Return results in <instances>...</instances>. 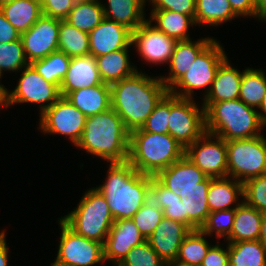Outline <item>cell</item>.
<instances>
[{"label": "cell", "instance_id": "12", "mask_svg": "<svg viewBox=\"0 0 266 266\" xmlns=\"http://www.w3.org/2000/svg\"><path fill=\"white\" fill-rule=\"evenodd\" d=\"M185 156L207 177H227V145L223 138L205 132L185 149Z\"/></svg>", "mask_w": 266, "mask_h": 266}, {"label": "cell", "instance_id": "31", "mask_svg": "<svg viewBox=\"0 0 266 266\" xmlns=\"http://www.w3.org/2000/svg\"><path fill=\"white\" fill-rule=\"evenodd\" d=\"M239 17L228 0H196L195 24L217 26Z\"/></svg>", "mask_w": 266, "mask_h": 266}, {"label": "cell", "instance_id": "47", "mask_svg": "<svg viewBox=\"0 0 266 266\" xmlns=\"http://www.w3.org/2000/svg\"><path fill=\"white\" fill-rule=\"evenodd\" d=\"M216 244L209 248L201 266H229L228 245L225 250L218 242Z\"/></svg>", "mask_w": 266, "mask_h": 266}, {"label": "cell", "instance_id": "57", "mask_svg": "<svg viewBox=\"0 0 266 266\" xmlns=\"http://www.w3.org/2000/svg\"><path fill=\"white\" fill-rule=\"evenodd\" d=\"M75 2H88V1H96V0H74Z\"/></svg>", "mask_w": 266, "mask_h": 266}, {"label": "cell", "instance_id": "20", "mask_svg": "<svg viewBox=\"0 0 266 266\" xmlns=\"http://www.w3.org/2000/svg\"><path fill=\"white\" fill-rule=\"evenodd\" d=\"M94 56L71 57L68 70L60 84L61 96L83 88L103 84Z\"/></svg>", "mask_w": 266, "mask_h": 266}, {"label": "cell", "instance_id": "3", "mask_svg": "<svg viewBox=\"0 0 266 266\" xmlns=\"http://www.w3.org/2000/svg\"><path fill=\"white\" fill-rule=\"evenodd\" d=\"M130 131L112 109L86 118L77 147L107 162H127Z\"/></svg>", "mask_w": 266, "mask_h": 266}, {"label": "cell", "instance_id": "50", "mask_svg": "<svg viewBox=\"0 0 266 266\" xmlns=\"http://www.w3.org/2000/svg\"><path fill=\"white\" fill-rule=\"evenodd\" d=\"M5 230L0 232V266H8V246L6 244Z\"/></svg>", "mask_w": 266, "mask_h": 266}, {"label": "cell", "instance_id": "19", "mask_svg": "<svg viewBox=\"0 0 266 266\" xmlns=\"http://www.w3.org/2000/svg\"><path fill=\"white\" fill-rule=\"evenodd\" d=\"M89 41L90 55L94 57L133 46L132 31L107 18L89 33Z\"/></svg>", "mask_w": 266, "mask_h": 266}, {"label": "cell", "instance_id": "42", "mask_svg": "<svg viewBox=\"0 0 266 266\" xmlns=\"http://www.w3.org/2000/svg\"><path fill=\"white\" fill-rule=\"evenodd\" d=\"M243 201L261 213H266V174L252 177L243 183Z\"/></svg>", "mask_w": 266, "mask_h": 266}, {"label": "cell", "instance_id": "45", "mask_svg": "<svg viewBox=\"0 0 266 266\" xmlns=\"http://www.w3.org/2000/svg\"><path fill=\"white\" fill-rule=\"evenodd\" d=\"M152 3V10H171L191 16L195 21L196 0H147Z\"/></svg>", "mask_w": 266, "mask_h": 266}, {"label": "cell", "instance_id": "8", "mask_svg": "<svg viewBox=\"0 0 266 266\" xmlns=\"http://www.w3.org/2000/svg\"><path fill=\"white\" fill-rule=\"evenodd\" d=\"M227 177L242 183L246 180L266 174V137L226 141Z\"/></svg>", "mask_w": 266, "mask_h": 266}, {"label": "cell", "instance_id": "53", "mask_svg": "<svg viewBox=\"0 0 266 266\" xmlns=\"http://www.w3.org/2000/svg\"><path fill=\"white\" fill-rule=\"evenodd\" d=\"M259 241L266 247V213H263Z\"/></svg>", "mask_w": 266, "mask_h": 266}, {"label": "cell", "instance_id": "26", "mask_svg": "<svg viewBox=\"0 0 266 266\" xmlns=\"http://www.w3.org/2000/svg\"><path fill=\"white\" fill-rule=\"evenodd\" d=\"M243 196L242 182L231 177L213 178L207 194L208 207L210 212L233 209L232 204Z\"/></svg>", "mask_w": 266, "mask_h": 266}, {"label": "cell", "instance_id": "21", "mask_svg": "<svg viewBox=\"0 0 266 266\" xmlns=\"http://www.w3.org/2000/svg\"><path fill=\"white\" fill-rule=\"evenodd\" d=\"M213 40V37L202 38L197 41H177L169 60V76L159 78L169 90L183 75L188 72L198 54Z\"/></svg>", "mask_w": 266, "mask_h": 266}, {"label": "cell", "instance_id": "29", "mask_svg": "<svg viewBox=\"0 0 266 266\" xmlns=\"http://www.w3.org/2000/svg\"><path fill=\"white\" fill-rule=\"evenodd\" d=\"M5 18L21 34L43 15L40 0H13L0 7Z\"/></svg>", "mask_w": 266, "mask_h": 266}, {"label": "cell", "instance_id": "4", "mask_svg": "<svg viewBox=\"0 0 266 266\" xmlns=\"http://www.w3.org/2000/svg\"><path fill=\"white\" fill-rule=\"evenodd\" d=\"M206 132L225 141L252 138L262 135L266 127L257 109L249 107L240 99L217 103H203Z\"/></svg>", "mask_w": 266, "mask_h": 266}, {"label": "cell", "instance_id": "25", "mask_svg": "<svg viewBox=\"0 0 266 266\" xmlns=\"http://www.w3.org/2000/svg\"><path fill=\"white\" fill-rule=\"evenodd\" d=\"M146 1L147 0H107L108 6L102 4L104 17L134 31L146 21L144 13Z\"/></svg>", "mask_w": 266, "mask_h": 266}, {"label": "cell", "instance_id": "34", "mask_svg": "<svg viewBox=\"0 0 266 266\" xmlns=\"http://www.w3.org/2000/svg\"><path fill=\"white\" fill-rule=\"evenodd\" d=\"M207 194L208 189H195L190 193H181L180 195L185 208V225L191 230L201 229L211 213Z\"/></svg>", "mask_w": 266, "mask_h": 266}, {"label": "cell", "instance_id": "46", "mask_svg": "<svg viewBox=\"0 0 266 266\" xmlns=\"http://www.w3.org/2000/svg\"><path fill=\"white\" fill-rule=\"evenodd\" d=\"M42 14L64 20L73 8L74 0H40Z\"/></svg>", "mask_w": 266, "mask_h": 266}, {"label": "cell", "instance_id": "17", "mask_svg": "<svg viewBox=\"0 0 266 266\" xmlns=\"http://www.w3.org/2000/svg\"><path fill=\"white\" fill-rule=\"evenodd\" d=\"M192 230L185 224L163 217L147 239L150 246L167 264H173L182 241Z\"/></svg>", "mask_w": 266, "mask_h": 266}, {"label": "cell", "instance_id": "1", "mask_svg": "<svg viewBox=\"0 0 266 266\" xmlns=\"http://www.w3.org/2000/svg\"><path fill=\"white\" fill-rule=\"evenodd\" d=\"M111 108L131 132L141 128L155 106L169 92L159 77L140 71L110 85Z\"/></svg>", "mask_w": 266, "mask_h": 266}, {"label": "cell", "instance_id": "24", "mask_svg": "<svg viewBox=\"0 0 266 266\" xmlns=\"http://www.w3.org/2000/svg\"><path fill=\"white\" fill-rule=\"evenodd\" d=\"M263 213L244 201L236 207L234 223L228 243L259 240Z\"/></svg>", "mask_w": 266, "mask_h": 266}, {"label": "cell", "instance_id": "41", "mask_svg": "<svg viewBox=\"0 0 266 266\" xmlns=\"http://www.w3.org/2000/svg\"><path fill=\"white\" fill-rule=\"evenodd\" d=\"M163 217V210L151 200H147L131 219L147 240Z\"/></svg>", "mask_w": 266, "mask_h": 266}, {"label": "cell", "instance_id": "6", "mask_svg": "<svg viewBox=\"0 0 266 266\" xmlns=\"http://www.w3.org/2000/svg\"><path fill=\"white\" fill-rule=\"evenodd\" d=\"M59 219L78 235L103 244L115 221L106 198L93 187L85 192L75 209Z\"/></svg>", "mask_w": 266, "mask_h": 266}, {"label": "cell", "instance_id": "18", "mask_svg": "<svg viewBox=\"0 0 266 266\" xmlns=\"http://www.w3.org/2000/svg\"><path fill=\"white\" fill-rule=\"evenodd\" d=\"M144 241L132 219L115 220L103 244L104 260L120 264L134 246Z\"/></svg>", "mask_w": 266, "mask_h": 266}, {"label": "cell", "instance_id": "40", "mask_svg": "<svg viewBox=\"0 0 266 266\" xmlns=\"http://www.w3.org/2000/svg\"><path fill=\"white\" fill-rule=\"evenodd\" d=\"M242 202L243 200L241 202L238 201L233 209L211 212L200 230L207 236L215 232L218 241L222 237L227 238L233 227L236 207Z\"/></svg>", "mask_w": 266, "mask_h": 266}, {"label": "cell", "instance_id": "56", "mask_svg": "<svg viewBox=\"0 0 266 266\" xmlns=\"http://www.w3.org/2000/svg\"><path fill=\"white\" fill-rule=\"evenodd\" d=\"M50 266H65V265H62V264H60V263L54 261V262L52 263V265H50Z\"/></svg>", "mask_w": 266, "mask_h": 266}, {"label": "cell", "instance_id": "55", "mask_svg": "<svg viewBox=\"0 0 266 266\" xmlns=\"http://www.w3.org/2000/svg\"><path fill=\"white\" fill-rule=\"evenodd\" d=\"M13 0H0V7L4 4H7V3H10L12 2Z\"/></svg>", "mask_w": 266, "mask_h": 266}, {"label": "cell", "instance_id": "16", "mask_svg": "<svg viewBox=\"0 0 266 266\" xmlns=\"http://www.w3.org/2000/svg\"><path fill=\"white\" fill-rule=\"evenodd\" d=\"M176 42L147 20L132 31L131 44L135 45L141 58L150 64H168Z\"/></svg>", "mask_w": 266, "mask_h": 266}, {"label": "cell", "instance_id": "43", "mask_svg": "<svg viewBox=\"0 0 266 266\" xmlns=\"http://www.w3.org/2000/svg\"><path fill=\"white\" fill-rule=\"evenodd\" d=\"M170 117V93L168 92L162 100L155 106L141 129L145 132L156 134L169 133Z\"/></svg>", "mask_w": 266, "mask_h": 266}, {"label": "cell", "instance_id": "11", "mask_svg": "<svg viewBox=\"0 0 266 266\" xmlns=\"http://www.w3.org/2000/svg\"><path fill=\"white\" fill-rule=\"evenodd\" d=\"M86 118L70 101L61 96L40 115L39 129L44 134L65 135L76 146L82 136Z\"/></svg>", "mask_w": 266, "mask_h": 266}, {"label": "cell", "instance_id": "5", "mask_svg": "<svg viewBox=\"0 0 266 266\" xmlns=\"http://www.w3.org/2000/svg\"><path fill=\"white\" fill-rule=\"evenodd\" d=\"M184 155L185 148L169 133H150L141 128L130 132L127 161L144 175L155 177Z\"/></svg>", "mask_w": 266, "mask_h": 266}, {"label": "cell", "instance_id": "48", "mask_svg": "<svg viewBox=\"0 0 266 266\" xmlns=\"http://www.w3.org/2000/svg\"><path fill=\"white\" fill-rule=\"evenodd\" d=\"M21 38V34L13 27V25L5 18L0 10V43H9Z\"/></svg>", "mask_w": 266, "mask_h": 266}, {"label": "cell", "instance_id": "49", "mask_svg": "<svg viewBox=\"0 0 266 266\" xmlns=\"http://www.w3.org/2000/svg\"><path fill=\"white\" fill-rule=\"evenodd\" d=\"M233 11L238 16H245V17H256L257 18V12H256V6L254 3V0H228Z\"/></svg>", "mask_w": 266, "mask_h": 266}, {"label": "cell", "instance_id": "23", "mask_svg": "<svg viewBox=\"0 0 266 266\" xmlns=\"http://www.w3.org/2000/svg\"><path fill=\"white\" fill-rule=\"evenodd\" d=\"M65 98L86 117L94 116L111 108V89L107 83L69 92Z\"/></svg>", "mask_w": 266, "mask_h": 266}, {"label": "cell", "instance_id": "9", "mask_svg": "<svg viewBox=\"0 0 266 266\" xmlns=\"http://www.w3.org/2000/svg\"><path fill=\"white\" fill-rule=\"evenodd\" d=\"M205 132L204 107L170 94L169 134L186 149Z\"/></svg>", "mask_w": 266, "mask_h": 266}, {"label": "cell", "instance_id": "15", "mask_svg": "<svg viewBox=\"0 0 266 266\" xmlns=\"http://www.w3.org/2000/svg\"><path fill=\"white\" fill-rule=\"evenodd\" d=\"M155 178L167 189L180 197L195 189H209L212 177H207L185 155L168 168L160 171Z\"/></svg>", "mask_w": 266, "mask_h": 266}, {"label": "cell", "instance_id": "22", "mask_svg": "<svg viewBox=\"0 0 266 266\" xmlns=\"http://www.w3.org/2000/svg\"><path fill=\"white\" fill-rule=\"evenodd\" d=\"M243 71L232 67L227 58L217 70L211 88L203 96V103H217L239 99L240 85Z\"/></svg>", "mask_w": 266, "mask_h": 266}, {"label": "cell", "instance_id": "33", "mask_svg": "<svg viewBox=\"0 0 266 266\" xmlns=\"http://www.w3.org/2000/svg\"><path fill=\"white\" fill-rule=\"evenodd\" d=\"M207 235L200 229L192 230L182 241L178 256L173 264L182 266H201L207 251L212 246Z\"/></svg>", "mask_w": 266, "mask_h": 266}, {"label": "cell", "instance_id": "30", "mask_svg": "<svg viewBox=\"0 0 266 266\" xmlns=\"http://www.w3.org/2000/svg\"><path fill=\"white\" fill-rule=\"evenodd\" d=\"M149 200L163 210L165 218L185 224V208L179 196L151 176Z\"/></svg>", "mask_w": 266, "mask_h": 266}, {"label": "cell", "instance_id": "38", "mask_svg": "<svg viewBox=\"0 0 266 266\" xmlns=\"http://www.w3.org/2000/svg\"><path fill=\"white\" fill-rule=\"evenodd\" d=\"M71 57L56 51L43 59L32 61L30 65L45 81L55 84L58 88L66 75Z\"/></svg>", "mask_w": 266, "mask_h": 266}, {"label": "cell", "instance_id": "58", "mask_svg": "<svg viewBox=\"0 0 266 266\" xmlns=\"http://www.w3.org/2000/svg\"><path fill=\"white\" fill-rule=\"evenodd\" d=\"M167 266H182V265H176V264H169Z\"/></svg>", "mask_w": 266, "mask_h": 266}, {"label": "cell", "instance_id": "28", "mask_svg": "<svg viewBox=\"0 0 266 266\" xmlns=\"http://www.w3.org/2000/svg\"><path fill=\"white\" fill-rule=\"evenodd\" d=\"M150 19L147 21L157 30L162 31L167 36L176 41L190 40L188 29L190 26H196L194 19L182 13L171 10H151Z\"/></svg>", "mask_w": 266, "mask_h": 266}, {"label": "cell", "instance_id": "51", "mask_svg": "<svg viewBox=\"0 0 266 266\" xmlns=\"http://www.w3.org/2000/svg\"><path fill=\"white\" fill-rule=\"evenodd\" d=\"M257 17L262 22L266 21V0H254ZM264 20V21H263Z\"/></svg>", "mask_w": 266, "mask_h": 266}, {"label": "cell", "instance_id": "32", "mask_svg": "<svg viewBox=\"0 0 266 266\" xmlns=\"http://www.w3.org/2000/svg\"><path fill=\"white\" fill-rule=\"evenodd\" d=\"M227 244L229 266H266V247L259 240Z\"/></svg>", "mask_w": 266, "mask_h": 266}, {"label": "cell", "instance_id": "44", "mask_svg": "<svg viewBox=\"0 0 266 266\" xmlns=\"http://www.w3.org/2000/svg\"><path fill=\"white\" fill-rule=\"evenodd\" d=\"M121 266H167L146 240L134 246L120 263Z\"/></svg>", "mask_w": 266, "mask_h": 266}, {"label": "cell", "instance_id": "52", "mask_svg": "<svg viewBox=\"0 0 266 266\" xmlns=\"http://www.w3.org/2000/svg\"><path fill=\"white\" fill-rule=\"evenodd\" d=\"M0 106L8 107L10 106L9 102V92L5 86L0 83Z\"/></svg>", "mask_w": 266, "mask_h": 266}, {"label": "cell", "instance_id": "2", "mask_svg": "<svg viewBox=\"0 0 266 266\" xmlns=\"http://www.w3.org/2000/svg\"><path fill=\"white\" fill-rule=\"evenodd\" d=\"M104 184L95 187L109 205L114 220L131 219L149 200L151 176L136 171L127 162H112Z\"/></svg>", "mask_w": 266, "mask_h": 266}, {"label": "cell", "instance_id": "13", "mask_svg": "<svg viewBox=\"0 0 266 266\" xmlns=\"http://www.w3.org/2000/svg\"><path fill=\"white\" fill-rule=\"evenodd\" d=\"M20 76L15 89L9 92L10 106L17 103H36L40 106L41 115L61 97L59 88L45 81L30 64L23 68Z\"/></svg>", "mask_w": 266, "mask_h": 266}, {"label": "cell", "instance_id": "35", "mask_svg": "<svg viewBox=\"0 0 266 266\" xmlns=\"http://www.w3.org/2000/svg\"><path fill=\"white\" fill-rule=\"evenodd\" d=\"M104 18L102 2L96 0L75 2L64 20L75 28L90 33Z\"/></svg>", "mask_w": 266, "mask_h": 266}, {"label": "cell", "instance_id": "59", "mask_svg": "<svg viewBox=\"0 0 266 266\" xmlns=\"http://www.w3.org/2000/svg\"><path fill=\"white\" fill-rule=\"evenodd\" d=\"M114 265H115V266H121L119 263H115Z\"/></svg>", "mask_w": 266, "mask_h": 266}, {"label": "cell", "instance_id": "36", "mask_svg": "<svg viewBox=\"0 0 266 266\" xmlns=\"http://www.w3.org/2000/svg\"><path fill=\"white\" fill-rule=\"evenodd\" d=\"M58 51L69 57L89 55V33L75 28L65 20H60Z\"/></svg>", "mask_w": 266, "mask_h": 266}, {"label": "cell", "instance_id": "54", "mask_svg": "<svg viewBox=\"0 0 266 266\" xmlns=\"http://www.w3.org/2000/svg\"><path fill=\"white\" fill-rule=\"evenodd\" d=\"M259 110H262V111H258V113L260 115L262 122L266 125V94L263 98V101H262L260 107H259Z\"/></svg>", "mask_w": 266, "mask_h": 266}, {"label": "cell", "instance_id": "37", "mask_svg": "<svg viewBox=\"0 0 266 266\" xmlns=\"http://www.w3.org/2000/svg\"><path fill=\"white\" fill-rule=\"evenodd\" d=\"M265 94V72L262 69L246 68L241 78L239 99L249 107L259 109Z\"/></svg>", "mask_w": 266, "mask_h": 266}, {"label": "cell", "instance_id": "14", "mask_svg": "<svg viewBox=\"0 0 266 266\" xmlns=\"http://www.w3.org/2000/svg\"><path fill=\"white\" fill-rule=\"evenodd\" d=\"M60 19L42 15L26 32L21 33L29 64L58 51Z\"/></svg>", "mask_w": 266, "mask_h": 266}, {"label": "cell", "instance_id": "7", "mask_svg": "<svg viewBox=\"0 0 266 266\" xmlns=\"http://www.w3.org/2000/svg\"><path fill=\"white\" fill-rule=\"evenodd\" d=\"M227 59V55L219 41L213 39L196 57L189 67L170 89L169 93L176 97L193 99L194 89H203L207 95L218 67Z\"/></svg>", "mask_w": 266, "mask_h": 266}, {"label": "cell", "instance_id": "10", "mask_svg": "<svg viewBox=\"0 0 266 266\" xmlns=\"http://www.w3.org/2000/svg\"><path fill=\"white\" fill-rule=\"evenodd\" d=\"M56 262L65 266H93L104 262L103 243L90 240L71 230L61 219Z\"/></svg>", "mask_w": 266, "mask_h": 266}, {"label": "cell", "instance_id": "39", "mask_svg": "<svg viewBox=\"0 0 266 266\" xmlns=\"http://www.w3.org/2000/svg\"><path fill=\"white\" fill-rule=\"evenodd\" d=\"M28 65L29 62L26 59L21 38L9 43H0L1 78L3 75L2 73H4L3 71L20 72L24 67Z\"/></svg>", "mask_w": 266, "mask_h": 266}, {"label": "cell", "instance_id": "27", "mask_svg": "<svg viewBox=\"0 0 266 266\" xmlns=\"http://www.w3.org/2000/svg\"><path fill=\"white\" fill-rule=\"evenodd\" d=\"M128 48L95 57L100 77L104 83L111 85L138 71L137 67L132 66L129 61Z\"/></svg>", "mask_w": 266, "mask_h": 266}]
</instances>
